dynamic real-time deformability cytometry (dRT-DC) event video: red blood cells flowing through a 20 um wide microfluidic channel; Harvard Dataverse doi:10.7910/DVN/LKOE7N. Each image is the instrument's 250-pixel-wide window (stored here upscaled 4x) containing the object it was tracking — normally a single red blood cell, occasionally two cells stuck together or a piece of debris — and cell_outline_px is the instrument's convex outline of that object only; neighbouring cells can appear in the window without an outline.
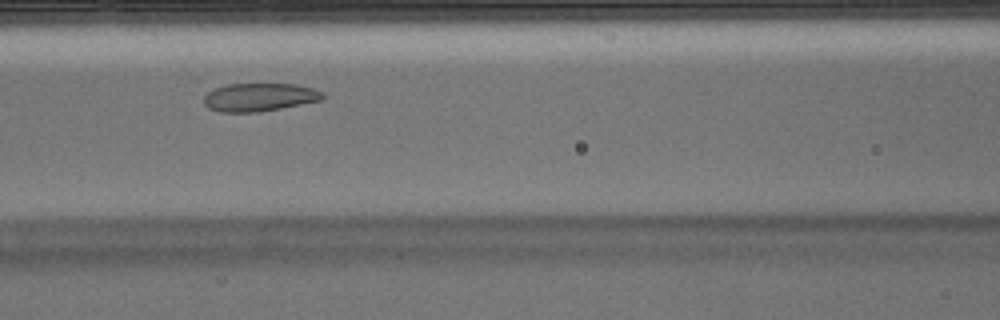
{"species": "Egyptian fruit bat (a non-hibernating species)", "species_latin": "Rousettus aegyptiacus", "temperature_condition": "warm", "stored_images_in_passage": 42, "camera_frame_rate_fps": 3000, "um_per_image_px": 0.085, "animal": {"sex": "male"}, "frame": {"image": 1, "passage_image": 13, "time_ms": 4.0, "image_size_px": [1000, 320], "cell_outline_px": [[324, 96], [320, 100], [280, 108], [256, 112], [220, 112], [208, 108], [204, 104], [204, 96], [208, 92], [216, 88], [228, 84], [296, 84], [312, 88], [324, 92]], "centroid_in_image_um": [22.03, 8.26], "position_along_channel_um": 144.6, "area_um2": 19.31}}
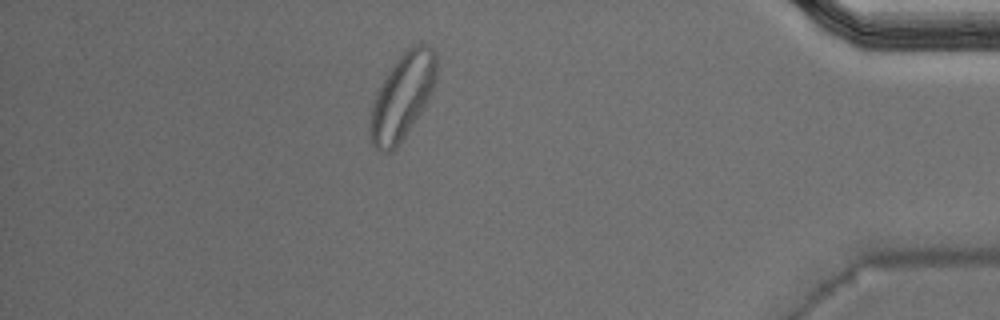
{"frame": {"image": 2, "passage_image": 36, "time_ms": 11.667, "image_size_px": [1000, 320], "cell_outline_px": [[436, 80], [432, 92], [420, 112], [396, 148], [392, 152], [384, 152], [376, 148], [372, 144], [372, 104], [392, 64], [412, 44], [428, 44], [436, 52]], "centroid_in_image_um": [34.25, 8.15], "position_along_channel_um": 401.0, "area_um2": 32.08}, "authors_computed_cell_mechanics": {"area_um2": 22.3108, "velocity_mm_per_s": 3.9109, "shape_relaxation_time_tau1_ms": null, "shape_relaxation_time_tau2_ms": 1.8371, "deformation_change_tau1": null, "deformation_change_tau2": 0.0658}}